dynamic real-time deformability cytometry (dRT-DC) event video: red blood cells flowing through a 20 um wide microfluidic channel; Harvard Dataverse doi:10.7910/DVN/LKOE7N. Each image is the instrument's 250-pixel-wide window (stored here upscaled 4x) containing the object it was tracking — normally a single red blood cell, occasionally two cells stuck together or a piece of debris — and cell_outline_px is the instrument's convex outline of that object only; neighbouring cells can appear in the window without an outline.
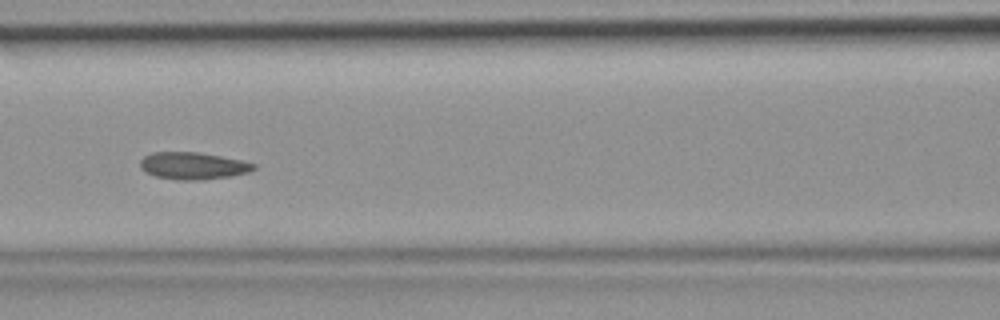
{"species": "common noctule bat (a hibernating species)", "species_latin": "Nyctalus noctula", "temperature_condition": "room temperature", "stored_images_in_passage": 46, "camera_frame_rate_fps": 3000, "um_per_image_px": 0.085, "animal": {"sex": "female", "body_mass_g": 19.9}, "frame": {"image": 1, "passage_image": 20, "time_ms": 6.333, "image_size_px": [1000, 320], "cell_outline_px": [[256, 168], [248, 172], [232, 176], [204, 180], [180, 180], [156, 176], [140, 168], [140, 160], [144, 156], [152, 152], [196, 152], [220, 156], [240, 160], [256, 164]], "centroid_in_image_um": [16.41, 14.09], "position_along_channel_um": 150.2, "area_um2": 17.86}}